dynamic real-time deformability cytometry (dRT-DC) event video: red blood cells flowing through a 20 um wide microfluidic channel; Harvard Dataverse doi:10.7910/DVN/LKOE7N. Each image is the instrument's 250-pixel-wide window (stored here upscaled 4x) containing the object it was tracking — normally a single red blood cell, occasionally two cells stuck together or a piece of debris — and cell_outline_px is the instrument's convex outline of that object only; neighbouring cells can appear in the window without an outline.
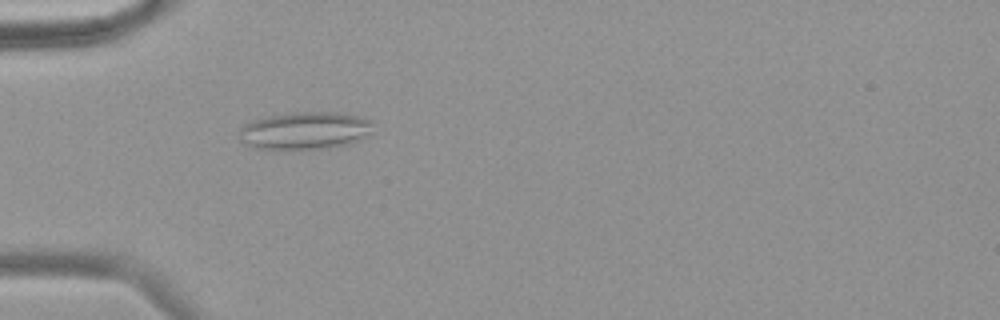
{"species": "common noctule bat (a hibernating species)", "species_latin": "Nyctalus noctula", "temperature_condition": "warm", "stored_images_in_passage": 47, "camera_frame_rate_fps": 3000, "um_per_image_px": 0.085, "animal": {"sex": "female", "body_mass_g": 18.4}, "frame": {"image": 1, "passage_image": 8, "time_ms": 2.333, "image_size_px": [1000, 320], "cell_outline_px": [[372, 132], [352, 144], [328, 148], [256, 148], [240, 140], [240, 128], [244, 124], [252, 120], [268, 116], [292, 112], [336, 112], [360, 116], [372, 120]], "centroid_in_image_um": [25.97, 11.08], "position_along_channel_um": 59.0, "area_um2": 29.19}}
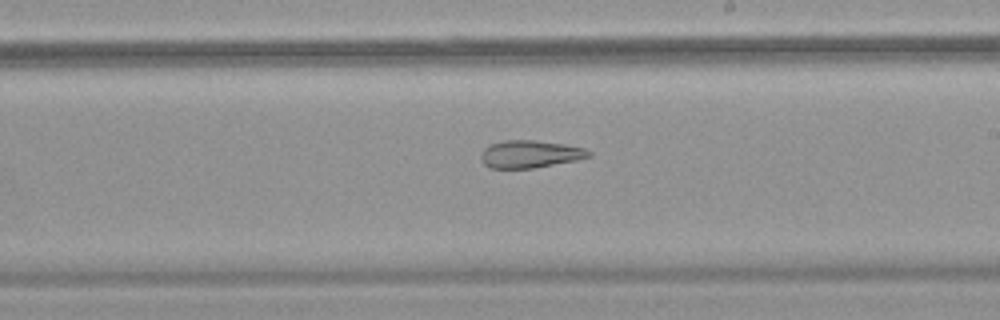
{"frame": {"image": 2, "passage_image": 24, "time_ms": 7.667, "image_size_px": [1000, 320], "cell_outline_px": [[592, 156], [576, 160], [532, 168], [492, 168], [484, 164], [480, 160], [480, 156], [484, 148], [492, 144], [504, 140], [536, 140], [564, 144], [584, 148], [592, 152]], "centroid_in_image_um": [45.05, 13.09], "position_along_channel_um": 243.9, "area_um2": 17.22}}
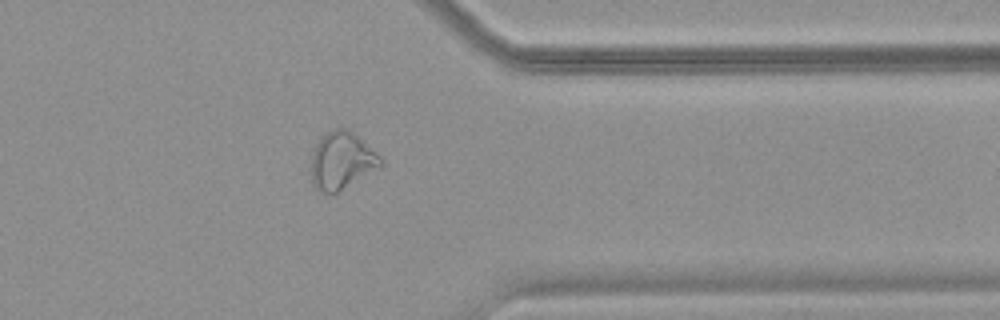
{"frame": {"image": 3, "passage_image": 36, "time_ms": 11.667, "image_size_px": [1000, 320], "cell_outline_px": [[384, 164], [336, 192], [320, 192], [312, 184], [312, 152], [320, 136], [336, 128], [348, 128], [380, 156], [384, 160]], "centroid_in_image_um": [29.03, 13.62], "position_along_channel_um": 382.4, "area_um2": 22.72}, "authors_computed_cell_mechanics": {"area_um2": 22.4264, "velocity_mm_per_s": 3.5984, "shape_relaxation_time_tau1_ms": null, "shape_relaxation_time_tau2_ms": 5.6026, "deformation_change_tau1": null, "deformation_change_tau2": 0.1596}}